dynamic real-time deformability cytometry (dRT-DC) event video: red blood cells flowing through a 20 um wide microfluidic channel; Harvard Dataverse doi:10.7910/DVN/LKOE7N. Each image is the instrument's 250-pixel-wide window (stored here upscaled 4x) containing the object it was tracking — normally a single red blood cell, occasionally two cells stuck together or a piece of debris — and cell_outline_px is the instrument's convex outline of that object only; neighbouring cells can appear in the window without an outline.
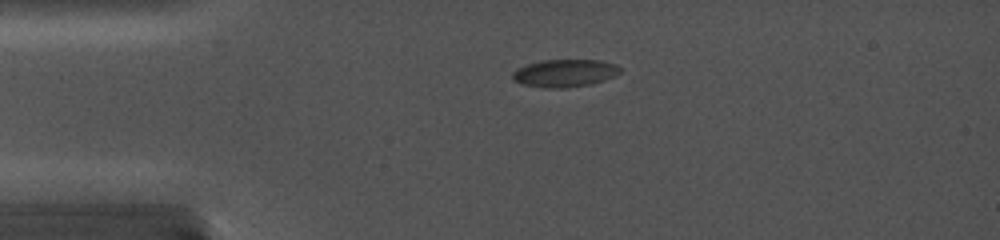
{"species": "common noctule bat (a hibernating species)", "species_latin": "Nyctalus noctula", "temperature_condition": "cold", "stored_images_in_passage": 42, "camera_frame_rate_fps": 5000, "um_per_image_px": 0.085, "animal": {"sex": "female", "body_mass_g": 19.0, "forearm_length_mm": 56.7}, "frame": {"image": 1, "passage_image": 1, "time_ms": 0.0, "image_size_px": [1000, 240], "cell_outline_px": [[620, 72], [616, 76], [592, 84], [568, 88], [540, 88], [524, 84], [516, 80], [512, 76], [520, 68], [532, 64], [548, 60], [592, 60], [608, 64], [620, 68]], "centroid_in_image_um": [48.04, 6.25], "position_along_channel_um": 37.0, "area_um2": 16.65}}
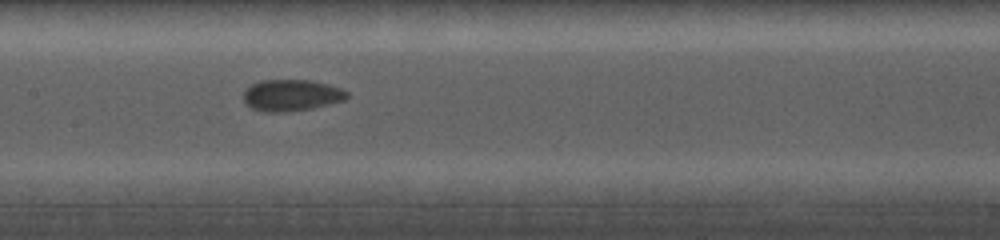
{"frame": {"image": 2, "passage_image": 25, "time_ms": 4.8, "image_size_px": [1000, 240], "cell_outline_px": [[348, 96], [344, 100], [312, 108], [284, 112], [264, 112], [252, 108], [244, 100], [244, 92], [252, 84], [264, 80], [308, 80], [324, 84], [348, 92]], "centroid_in_image_um": [24.74, 8.11], "position_along_channel_um": 182.7, "area_um2": 18.5}}
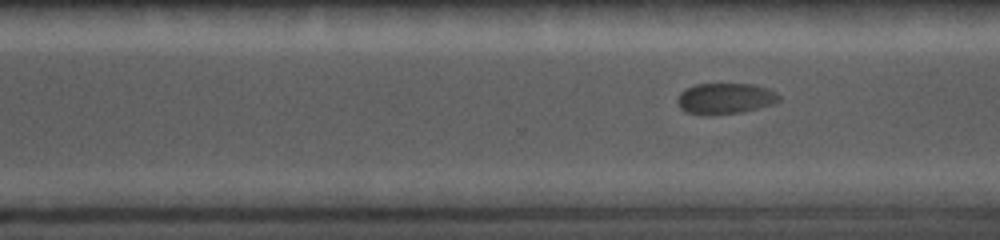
{"frame": {"image": 3, "passage_image": 42, "time_ms": 8.2, "image_size_px": [1000, 240], "cell_outline_px": [[780, 100], [772, 104], [744, 112], [684, 112], [680, 108], [680, 92], [696, 84], [752, 84], [764, 88], [772, 92]], "centroid_in_image_um": [61.65, 8.34], "position_along_channel_um": 308.9, "area_um2": 17.11}}